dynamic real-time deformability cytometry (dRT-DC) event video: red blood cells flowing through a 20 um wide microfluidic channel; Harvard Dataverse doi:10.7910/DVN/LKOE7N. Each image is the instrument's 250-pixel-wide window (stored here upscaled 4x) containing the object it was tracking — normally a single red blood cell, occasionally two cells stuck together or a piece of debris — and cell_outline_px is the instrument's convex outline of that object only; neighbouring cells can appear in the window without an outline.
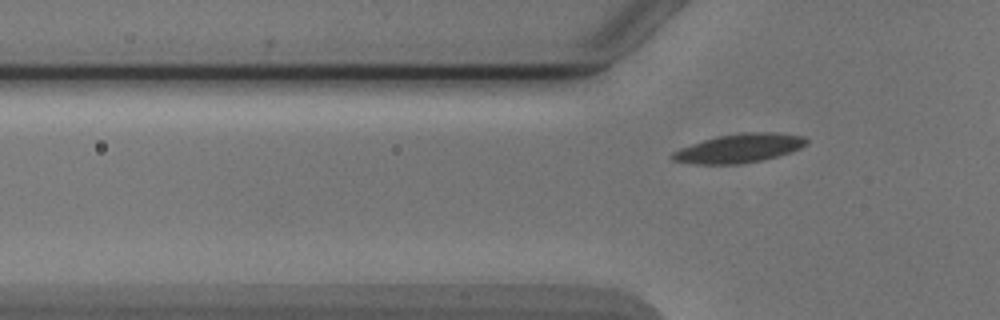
{"species": "Egyptian fruit bat (a non-hibernating species)", "species_latin": "Rousettus aegyptiacus", "temperature_condition": "cold", "stored_images_in_passage": 3, "segment_of_instrument_passage": [2, 2], "camera_frame_rate_fps": 3000, "um_per_image_px": 0.085, "animal": {"sex": "male"}, "frame": {"image": 1, "passage_image": 3, "time_ms": 3.333, "image_size_px": [1000, 320], "cell_outline_px": [[808, 144], [792, 152], [764, 160], [740, 164], [692, 164], [672, 160], [672, 152], [680, 148], [704, 140], [720, 136], [744, 132], [776, 132], [804, 136], [808, 140]], "centroid_in_image_um": [62.88, 12.61], "position_along_channel_um": 62.9, "area_um2": 22.6}}